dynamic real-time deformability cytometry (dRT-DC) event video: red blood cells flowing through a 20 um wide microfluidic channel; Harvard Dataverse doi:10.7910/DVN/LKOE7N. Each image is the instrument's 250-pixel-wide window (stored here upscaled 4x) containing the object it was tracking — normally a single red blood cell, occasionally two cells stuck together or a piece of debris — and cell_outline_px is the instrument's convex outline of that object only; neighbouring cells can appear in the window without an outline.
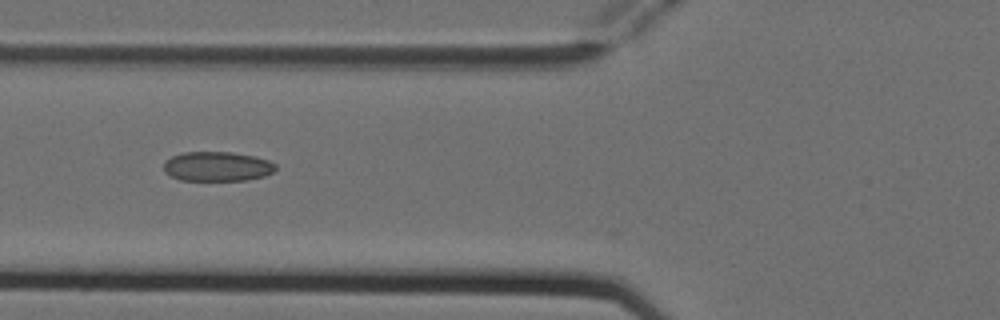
{"species": "Egyptian fruit bat (a non-hibernating species)", "species_latin": "Rousettus aegyptiacus", "temperature_condition": "cold", "stored_images_in_passage": 6, "camera_frame_rate_fps": 3000, "um_per_image_px": 0.085, "animal": {"sex": "female"}, "frame": {"image": 1, "passage_image": 4, "time_ms": 1.0, "image_size_px": [1000, 320], "cell_outline_px": [[276, 168], [272, 172], [264, 176], [244, 180], [180, 180], [164, 172], [164, 160], [172, 156], [184, 152], [232, 152], [252, 156], [268, 160], [276, 164]], "centroid_in_image_um": [18.43, 14.14], "position_along_channel_um": 107.4, "area_um2": 19.19}}
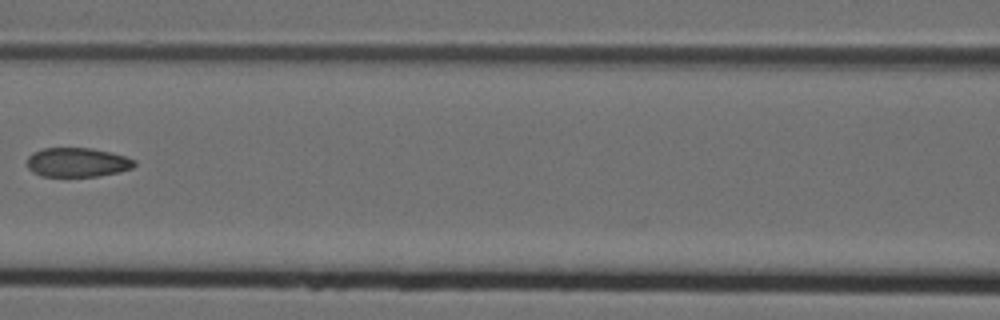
{"frame": {"image": 2, "passage_image": 5, "time_ms": 1.333, "image_size_px": [1000, 320], "cell_outline_px": [[136, 164], [132, 168], [120, 172], [100, 176], [40, 176], [32, 172], [28, 168], [28, 156], [32, 152], [44, 148], [92, 148], [124, 156], [136, 160]], "centroid_in_image_um": [6.57, 13.8], "position_along_channel_um": 160.0, "area_um2": 18.32}}
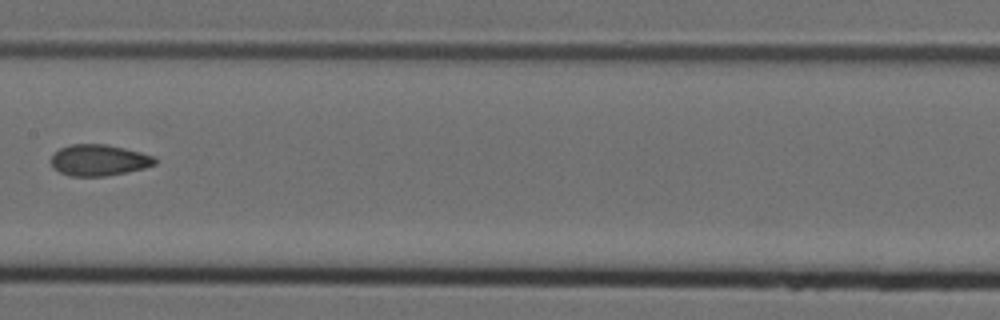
{"frame": {"image": 3, "passage_image": 6, "time_ms": 1.667, "image_size_px": [1000, 320], "cell_outline_px": [[156, 164], [144, 168], [104, 176], [68, 176], [52, 168], [52, 156], [60, 148], [72, 144], [104, 144], [124, 148], [156, 156]], "centroid_in_image_um": [8.41, 13.61], "position_along_channel_um": 199.0, "area_um2": 18.79}}